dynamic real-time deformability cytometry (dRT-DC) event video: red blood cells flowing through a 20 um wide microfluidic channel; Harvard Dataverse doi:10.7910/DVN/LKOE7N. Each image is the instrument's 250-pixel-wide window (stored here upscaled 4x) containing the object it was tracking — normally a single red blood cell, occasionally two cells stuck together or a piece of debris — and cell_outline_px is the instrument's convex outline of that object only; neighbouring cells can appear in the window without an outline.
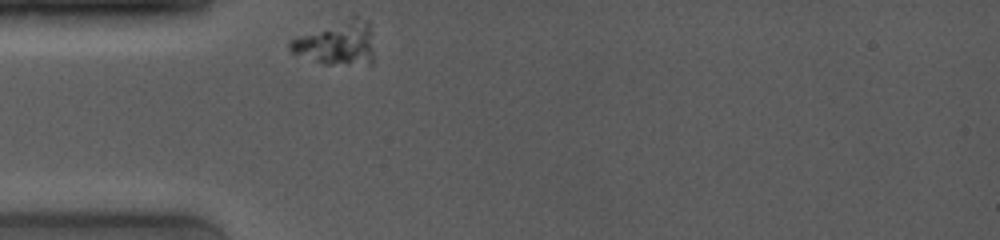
{"species": "common noctule bat (a hibernating species)", "species_latin": "Nyctalus noctula", "temperature_condition": "room temperature", "stored_images_in_passage": 6, "camera_frame_rate_fps": 4000, "um_per_image_px": 0.085, "animal": {"sex": "female", "body_mass_g": 19.0, "forearm_length_mm": 53.3}, "frame": {"image": 1, "passage_image": 1, "time_ms": 0.0, "image_size_px": [1000, 240], "cell_outline_px": [[372, 64], [324, 64], [292, 52], [288, 48], [288, 40], [352, 16], [356, 16], [368, 24], [372, 32]], "centroid_in_image_um": [28.63, 3.67], "position_along_channel_um": 56.4, "area_um2": 21.1}}
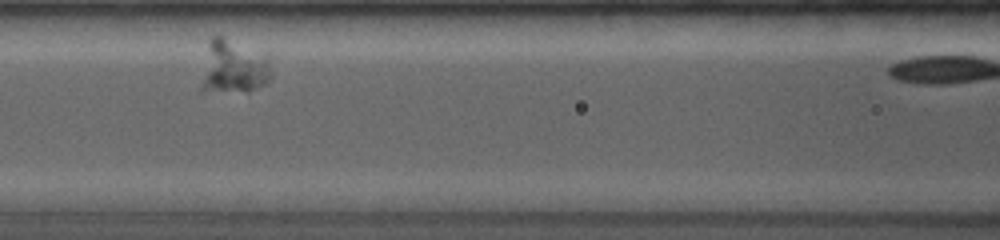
{"frame": {"image": 2, "passage_image": 4, "time_ms": 2.75, "image_size_px": [1000, 240], "cell_outline_px": [[268, 80], [264, 84], [248, 92], [200, 92], [200, 84], [208, 40], [212, 36], [220, 36], [268, 52]], "centroid_in_image_um": [19.81, 5.68], "position_along_channel_um": 146.8, "area_um2": 22.43}}